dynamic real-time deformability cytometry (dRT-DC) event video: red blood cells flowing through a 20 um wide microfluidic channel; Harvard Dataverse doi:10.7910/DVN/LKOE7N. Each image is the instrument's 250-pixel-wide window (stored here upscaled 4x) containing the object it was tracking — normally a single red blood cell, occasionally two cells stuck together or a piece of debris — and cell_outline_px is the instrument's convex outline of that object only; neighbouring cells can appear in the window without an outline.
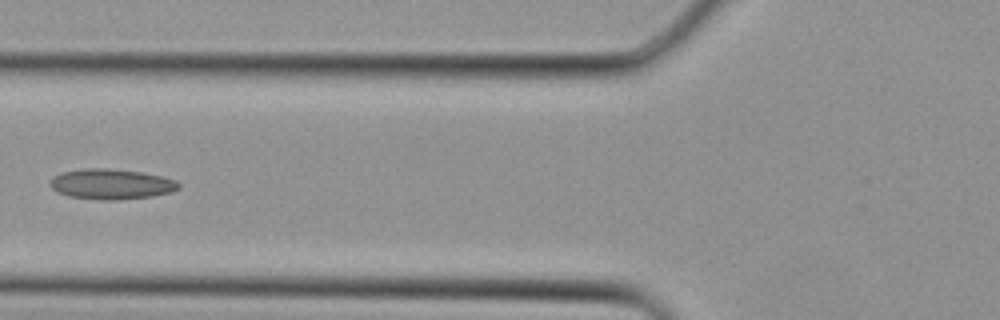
{"species": "Egyptian fruit bat (a non-hibernating species)", "species_latin": "Rousettus aegyptiacus", "temperature_condition": "cold", "stored_images_in_passage": 4, "camera_frame_rate_fps": 3000, "um_per_image_px": 0.085, "animal": {"sex": "female"}, "frame": {"image": 1, "passage_image": 4, "time_ms": 1.0, "image_size_px": [1000, 320], "cell_outline_px": [[180, 188], [172, 192], [152, 196], [116, 200], [104, 200], [68, 196], [56, 192], [48, 184], [52, 176], [60, 172], [84, 168], [108, 168], [140, 172], [164, 176], [176, 180], [180, 184]], "centroid_in_image_um": [9.44, 15.64], "position_along_channel_um": 116.4, "area_um2": 23.0}}